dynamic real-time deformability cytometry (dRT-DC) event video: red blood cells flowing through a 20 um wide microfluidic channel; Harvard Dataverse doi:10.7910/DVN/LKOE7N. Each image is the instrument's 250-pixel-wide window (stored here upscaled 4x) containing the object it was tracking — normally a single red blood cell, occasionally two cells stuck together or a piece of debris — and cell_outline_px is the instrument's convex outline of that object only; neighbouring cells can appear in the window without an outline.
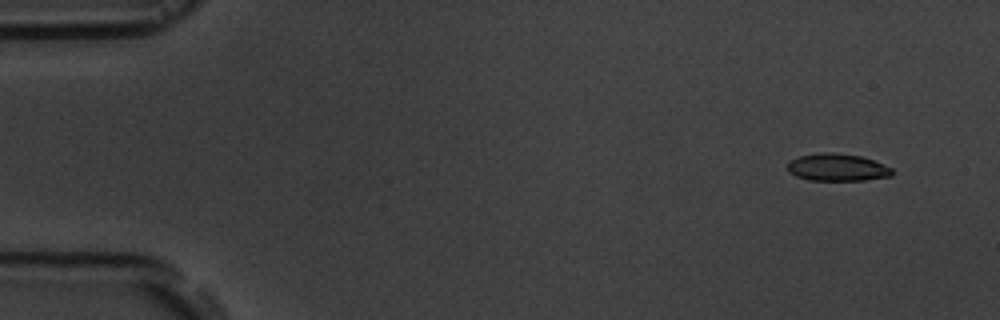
{"species": "common noctule bat (a hibernating species)", "species_latin": "Nyctalus noctula", "temperature_condition": "room temperature", "stored_images_in_passage": 4, "camera_frame_rate_fps": 3000, "um_per_image_px": 0.085, "animal": {"sex": "male", "body_mass_g": 19.5, "forearm_length_mm": 54.6}, "frame": {"image": 1, "passage_image": 1, "time_ms": 0.0, "image_size_px": [1000, 320], "cell_outline_px": [[892, 176], [864, 180], [808, 180], [796, 176], [788, 172], [788, 164], [792, 160], [800, 156], [824, 152], [828, 152], [860, 156], [872, 160], [892, 168]], "centroid_in_image_um": [71.16, 14.24], "position_along_channel_um": 13.8, "area_um2": 16.42}}
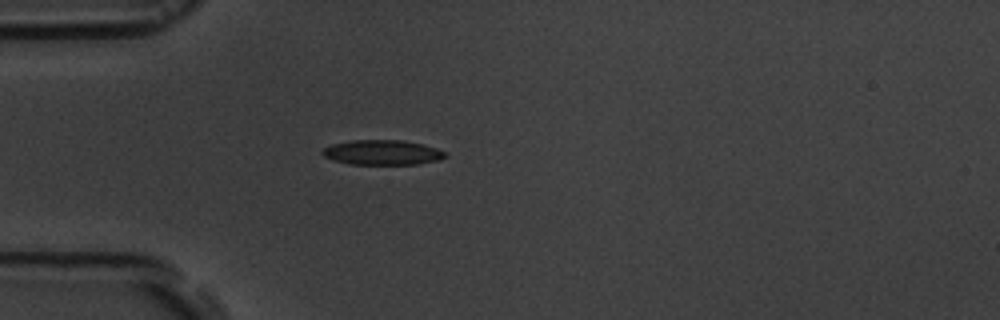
{"frame": {"image": 2, "passage_image": 4, "time_ms": 4.0, "image_size_px": [1000, 320], "cell_outline_px": [[448, 156], [440, 160], [416, 164], [348, 164], [332, 160], [324, 156], [320, 152], [324, 148], [332, 144], [352, 140], [404, 140], [424, 144], [436, 148], [444, 152]], "centroid_in_image_um": [32.5, 12.96], "position_along_channel_um": 52.5, "area_um2": 17.92}}